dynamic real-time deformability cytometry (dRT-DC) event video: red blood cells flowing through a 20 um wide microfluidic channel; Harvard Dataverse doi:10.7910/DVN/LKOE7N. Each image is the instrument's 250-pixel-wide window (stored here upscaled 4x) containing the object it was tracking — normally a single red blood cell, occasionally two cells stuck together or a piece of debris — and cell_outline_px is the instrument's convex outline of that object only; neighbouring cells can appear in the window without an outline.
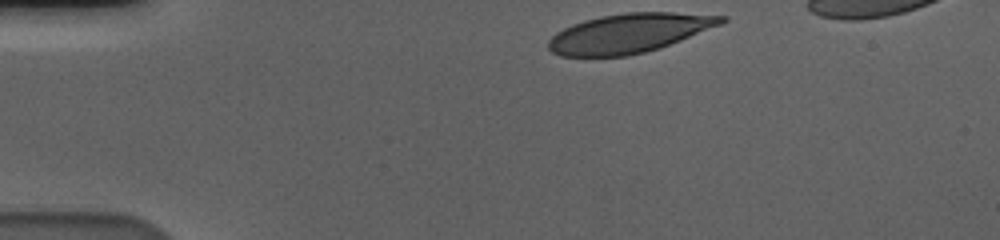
{"species": "human", "species_latin": "Homo sapiens", "temperature_condition": "cold", "stored_images_in_passage": 38, "camera_frame_rate_fps": 3000, "um_per_image_px": 0.085, "donor": {"sex": "male"}, "frame": {"image": 1, "passage_image": 1, "time_ms": 0.0, "image_size_px": [1000, 240], "cell_outline_px": [[728, 20], [720, 24], [660, 48], [628, 56], [560, 56], [552, 52], [548, 48], [548, 40], [556, 32], [572, 24], [584, 20], [600, 16], [624, 12], [672, 12], [728, 16]], "centroid_in_image_um": [53.45, 2.81], "position_along_channel_um": 31.6, "area_um2": 39.42}}
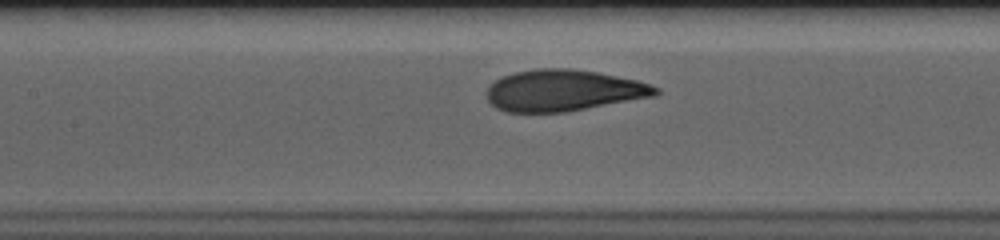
{"frame": {"image": 2, "passage_image": 17, "time_ms": 5.333, "image_size_px": [1000, 240], "cell_outline_px": [[660, 92], [656, 96], [568, 112], [508, 112], [496, 108], [488, 100], [488, 84], [504, 76], [516, 72], [536, 68], [572, 68], [596, 72], [636, 80], [660, 88]], "centroid_in_image_um": [47.91, 7.69], "position_along_channel_um": 159.5, "area_um2": 40.81}}
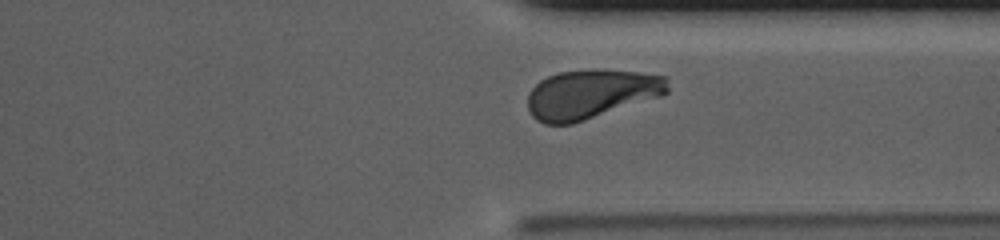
{"frame": {"image": 3, "passage_image": 34, "time_ms": 11.0, "image_size_px": [1000, 240], "cell_outline_px": [[668, 92], [664, 96], [572, 124], [544, 124], [536, 120], [532, 116], [528, 108], [528, 92], [540, 80], [548, 76], [560, 72], [592, 68], [604, 68], [640, 72], [668, 76]], "centroid_in_image_um": [50.28, 7.98], "position_along_channel_um": 361.1, "area_um2": 40.98}, "authors_computed_cell_mechanics": {"area_um2": 41.1536, "velocity_mm_per_s": 3.5559, "shape_relaxation_time_tau1_ms": 4.1225, "shape_relaxation_time_tau2_ms": null, "deformation_change_tau1": 0.179, "deformation_change_tau2": null}}